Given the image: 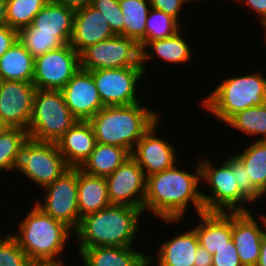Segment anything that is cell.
<instances>
[{
    "instance_id": "obj_1",
    "label": "cell",
    "mask_w": 266,
    "mask_h": 266,
    "mask_svg": "<svg viewBox=\"0 0 266 266\" xmlns=\"http://www.w3.org/2000/svg\"><path fill=\"white\" fill-rule=\"evenodd\" d=\"M198 161V163H197ZM192 171L180 168L177 162L173 167L146 177V193L143 214L164 222L165 226L182 224L188 209L194 214L205 212L201 196V168L199 159ZM195 170V171H194ZM194 171V172H193ZM145 212V213H144ZM196 212V213H195ZM184 219V220H183Z\"/></svg>"
},
{
    "instance_id": "obj_2",
    "label": "cell",
    "mask_w": 266,
    "mask_h": 266,
    "mask_svg": "<svg viewBox=\"0 0 266 266\" xmlns=\"http://www.w3.org/2000/svg\"><path fill=\"white\" fill-rule=\"evenodd\" d=\"M141 209L110 205L81 218L74 232L76 248L134 247L144 216ZM142 221V222H140ZM141 223V224H140ZM141 225V226H139Z\"/></svg>"
},
{
    "instance_id": "obj_3",
    "label": "cell",
    "mask_w": 266,
    "mask_h": 266,
    "mask_svg": "<svg viewBox=\"0 0 266 266\" xmlns=\"http://www.w3.org/2000/svg\"><path fill=\"white\" fill-rule=\"evenodd\" d=\"M27 210L25 217L18 223L17 230L9 234L17 241L20 248L26 253L30 261L60 262L65 247L70 244L69 238L74 232L63 222L45 214L34 203ZM63 255V256H62Z\"/></svg>"
},
{
    "instance_id": "obj_4",
    "label": "cell",
    "mask_w": 266,
    "mask_h": 266,
    "mask_svg": "<svg viewBox=\"0 0 266 266\" xmlns=\"http://www.w3.org/2000/svg\"><path fill=\"white\" fill-rule=\"evenodd\" d=\"M163 118L143 102L127 106H105L90 120L97 143L133 151L136 143L156 120Z\"/></svg>"
},
{
    "instance_id": "obj_5",
    "label": "cell",
    "mask_w": 266,
    "mask_h": 266,
    "mask_svg": "<svg viewBox=\"0 0 266 266\" xmlns=\"http://www.w3.org/2000/svg\"><path fill=\"white\" fill-rule=\"evenodd\" d=\"M228 76L198 102L223 126L239 111L266 103V75L261 70Z\"/></svg>"
},
{
    "instance_id": "obj_6",
    "label": "cell",
    "mask_w": 266,
    "mask_h": 266,
    "mask_svg": "<svg viewBox=\"0 0 266 266\" xmlns=\"http://www.w3.org/2000/svg\"><path fill=\"white\" fill-rule=\"evenodd\" d=\"M198 159L201 168V187L205 186V191L201 189L205 212L252 211L249 207L251 203L239 192L236 172H233L224 160L221 164H215L211 157L201 156ZM206 185L209 187L207 193Z\"/></svg>"
},
{
    "instance_id": "obj_7",
    "label": "cell",
    "mask_w": 266,
    "mask_h": 266,
    "mask_svg": "<svg viewBox=\"0 0 266 266\" xmlns=\"http://www.w3.org/2000/svg\"><path fill=\"white\" fill-rule=\"evenodd\" d=\"M69 168L56 143L28 138L16 154L12 173H21L25 180L28 179L41 190Z\"/></svg>"
},
{
    "instance_id": "obj_8",
    "label": "cell",
    "mask_w": 266,
    "mask_h": 266,
    "mask_svg": "<svg viewBox=\"0 0 266 266\" xmlns=\"http://www.w3.org/2000/svg\"><path fill=\"white\" fill-rule=\"evenodd\" d=\"M76 121L61 90H36L27 129L29 138L56 143Z\"/></svg>"
},
{
    "instance_id": "obj_9",
    "label": "cell",
    "mask_w": 266,
    "mask_h": 266,
    "mask_svg": "<svg viewBox=\"0 0 266 266\" xmlns=\"http://www.w3.org/2000/svg\"><path fill=\"white\" fill-rule=\"evenodd\" d=\"M43 190V192H42ZM43 198L33 203L45 214L75 232L81 222L78 210V168L70 167L53 183L41 189Z\"/></svg>"
},
{
    "instance_id": "obj_10",
    "label": "cell",
    "mask_w": 266,
    "mask_h": 266,
    "mask_svg": "<svg viewBox=\"0 0 266 266\" xmlns=\"http://www.w3.org/2000/svg\"><path fill=\"white\" fill-rule=\"evenodd\" d=\"M90 72L104 106H127L143 101L139 86L144 77L148 76L142 66L98 69Z\"/></svg>"
},
{
    "instance_id": "obj_11",
    "label": "cell",
    "mask_w": 266,
    "mask_h": 266,
    "mask_svg": "<svg viewBox=\"0 0 266 266\" xmlns=\"http://www.w3.org/2000/svg\"><path fill=\"white\" fill-rule=\"evenodd\" d=\"M141 65L139 44L121 35L88 46L80 53V68L88 71Z\"/></svg>"
},
{
    "instance_id": "obj_12",
    "label": "cell",
    "mask_w": 266,
    "mask_h": 266,
    "mask_svg": "<svg viewBox=\"0 0 266 266\" xmlns=\"http://www.w3.org/2000/svg\"><path fill=\"white\" fill-rule=\"evenodd\" d=\"M79 68L80 54L66 44L34 58L32 83L37 89L62 90Z\"/></svg>"
},
{
    "instance_id": "obj_13",
    "label": "cell",
    "mask_w": 266,
    "mask_h": 266,
    "mask_svg": "<svg viewBox=\"0 0 266 266\" xmlns=\"http://www.w3.org/2000/svg\"><path fill=\"white\" fill-rule=\"evenodd\" d=\"M159 124H162L160 118L144 133L131 152V157L143 169L145 177L169 169L181 160L178 157L179 149L160 137V133L157 134Z\"/></svg>"
},
{
    "instance_id": "obj_14",
    "label": "cell",
    "mask_w": 266,
    "mask_h": 266,
    "mask_svg": "<svg viewBox=\"0 0 266 266\" xmlns=\"http://www.w3.org/2000/svg\"><path fill=\"white\" fill-rule=\"evenodd\" d=\"M106 184L112 205H125L143 211L146 177L143 169L132 157L106 177Z\"/></svg>"
},
{
    "instance_id": "obj_15",
    "label": "cell",
    "mask_w": 266,
    "mask_h": 266,
    "mask_svg": "<svg viewBox=\"0 0 266 266\" xmlns=\"http://www.w3.org/2000/svg\"><path fill=\"white\" fill-rule=\"evenodd\" d=\"M36 90L32 82L3 81L0 89V119L7 127L28 129Z\"/></svg>"
},
{
    "instance_id": "obj_16",
    "label": "cell",
    "mask_w": 266,
    "mask_h": 266,
    "mask_svg": "<svg viewBox=\"0 0 266 266\" xmlns=\"http://www.w3.org/2000/svg\"><path fill=\"white\" fill-rule=\"evenodd\" d=\"M61 91L66 105L77 120L89 121L105 107L88 70L79 68Z\"/></svg>"
},
{
    "instance_id": "obj_17",
    "label": "cell",
    "mask_w": 266,
    "mask_h": 266,
    "mask_svg": "<svg viewBox=\"0 0 266 266\" xmlns=\"http://www.w3.org/2000/svg\"><path fill=\"white\" fill-rule=\"evenodd\" d=\"M253 212H232V240L243 266H256L265 233L261 215Z\"/></svg>"
},
{
    "instance_id": "obj_18",
    "label": "cell",
    "mask_w": 266,
    "mask_h": 266,
    "mask_svg": "<svg viewBox=\"0 0 266 266\" xmlns=\"http://www.w3.org/2000/svg\"><path fill=\"white\" fill-rule=\"evenodd\" d=\"M175 232L174 236L160 242L161 245L155 248L156 253L153 252L154 256L148 252V266H195L199 246L197 233L193 228Z\"/></svg>"
},
{
    "instance_id": "obj_19",
    "label": "cell",
    "mask_w": 266,
    "mask_h": 266,
    "mask_svg": "<svg viewBox=\"0 0 266 266\" xmlns=\"http://www.w3.org/2000/svg\"><path fill=\"white\" fill-rule=\"evenodd\" d=\"M104 15L92 5L75 10L70 45L80 54L88 46L114 37Z\"/></svg>"
},
{
    "instance_id": "obj_20",
    "label": "cell",
    "mask_w": 266,
    "mask_h": 266,
    "mask_svg": "<svg viewBox=\"0 0 266 266\" xmlns=\"http://www.w3.org/2000/svg\"><path fill=\"white\" fill-rule=\"evenodd\" d=\"M186 32L187 30L185 31L182 26V28L171 37L150 41L141 50V65L146 76L149 73L147 70L150 69L147 64L150 62L153 65L152 62H155V58H158V60L155 59L156 62L160 60L159 62H166V65L172 64L174 67L176 64L177 67L183 64L188 65L187 63L193 60L192 57L194 56V52L189 43L190 41L185 39Z\"/></svg>"
},
{
    "instance_id": "obj_21",
    "label": "cell",
    "mask_w": 266,
    "mask_h": 266,
    "mask_svg": "<svg viewBox=\"0 0 266 266\" xmlns=\"http://www.w3.org/2000/svg\"><path fill=\"white\" fill-rule=\"evenodd\" d=\"M96 137L89 121L77 120L56 142L66 164L80 168L96 145Z\"/></svg>"
},
{
    "instance_id": "obj_22",
    "label": "cell",
    "mask_w": 266,
    "mask_h": 266,
    "mask_svg": "<svg viewBox=\"0 0 266 266\" xmlns=\"http://www.w3.org/2000/svg\"><path fill=\"white\" fill-rule=\"evenodd\" d=\"M196 216L194 219L200 220L192 228L197 233L200 246L213 255L218 249L229 245L232 239V212H204Z\"/></svg>"
},
{
    "instance_id": "obj_23",
    "label": "cell",
    "mask_w": 266,
    "mask_h": 266,
    "mask_svg": "<svg viewBox=\"0 0 266 266\" xmlns=\"http://www.w3.org/2000/svg\"><path fill=\"white\" fill-rule=\"evenodd\" d=\"M136 247L76 248L83 266H148V253Z\"/></svg>"
},
{
    "instance_id": "obj_24",
    "label": "cell",
    "mask_w": 266,
    "mask_h": 266,
    "mask_svg": "<svg viewBox=\"0 0 266 266\" xmlns=\"http://www.w3.org/2000/svg\"><path fill=\"white\" fill-rule=\"evenodd\" d=\"M74 14V9L56 0H49L36 14L31 25L35 28V34L57 35L65 44H69Z\"/></svg>"
},
{
    "instance_id": "obj_25",
    "label": "cell",
    "mask_w": 266,
    "mask_h": 266,
    "mask_svg": "<svg viewBox=\"0 0 266 266\" xmlns=\"http://www.w3.org/2000/svg\"><path fill=\"white\" fill-rule=\"evenodd\" d=\"M77 193L80 218L112 205L108 197L106 178L87 174L80 168Z\"/></svg>"
},
{
    "instance_id": "obj_26",
    "label": "cell",
    "mask_w": 266,
    "mask_h": 266,
    "mask_svg": "<svg viewBox=\"0 0 266 266\" xmlns=\"http://www.w3.org/2000/svg\"><path fill=\"white\" fill-rule=\"evenodd\" d=\"M129 157L131 153L123 147L96 143L94 150L80 169L87 174L106 178Z\"/></svg>"
},
{
    "instance_id": "obj_27",
    "label": "cell",
    "mask_w": 266,
    "mask_h": 266,
    "mask_svg": "<svg viewBox=\"0 0 266 266\" xmlns=\"http://www.w3.org/2000/svg\"><path fill=\"white\" fill-rule=\"evenodd\" d=\"M0 75L3 81H33L34 57L19 40L0 57Z\"/></svg>"
},
{
    "instance_id": "obj_28",
    "label": "cell",
    "mask_w": 266,
    "mask_h": 266,
    "mask_svg": "<svg viewBox=\"0 0 266 266\" xmlns=\"http://www.w3.org/2000/svg\"><path fill=\"white\" fill-rule=\"evenodd\" d=\"M249 144V145H248ZM242 152L234 155L244 164L248 178L253 185L266 197V140L250 141Z\"/></svg>"
},
{
    "instance_id": "obj_29",
    "label": "cell",
    "mask_w": 266,
    "mask_h": 266,
    "mask_svg": "<svg viewBox=\"0 0 266 266\" xmlns=\"http://www.w3.org/2000/svg\"><path fill=\"white\" fill-rule=\"evenodd\" d=\"M124 17V37L135 40L142 50L145 47V30L149 0H118Z\"/></svg>"
},
{
    "instance_id": "obj_30",
    "label": "cell",
    "mask_w": 266,
    "mask_h": 266,
    "mask_svg": "<svg viewBox=\"0 0 266 266\" xmlns=\"http://www.w3.org/2000/svg\"><path fill=\"white\" fill-rule=\"evenodd\" d=\"M225 125L253 141L266 140V103L239 111L224 124V127Z\"/></svg>"
},
{
    "instance_id": "obj_31",
    "label": "cell",
    "mask_w": 266,
    "mask_h": 266,
    "mask_svg": "<svg viewBox=\"0 0 266 266\" xmlns=\"http://www.w3.org/2000/svg\"><path fill=\"white\" fill-rule=\"evenodd\" d=\"M28 138V131L19 127H6L0 133V173L2 175L12 172L16 154Z\"/></svg>"
},
{
    "instance_id": "obj_32",
    "label": "cell",
    "mask_w": 266,
    "mask_h": 266,
    "mask_svg": "<svg viewBox=\"0 0 266 266\" xmlns=\"http://www.w3.org/2000/svg\"><path fill=\"white\" fill-rule=\"evenodd\" d=\"M49 0H7V25L20 29L30 26L36 14Z\"/></svg>"
},
{
    "instance_id": "obj_33",
    "label": "cell",
    "mask_w": 266,
    "mask_h": 266,
    "mask_svg": "<svg viewBox=\"0 0 266 266\" xmlns=\"http://www.w3.org/2000/svg\"><path fill=\"white\" fill-rule=\"evenodd\" d=\"M181 26L171 15L150 8L146 21L145 46L150 41L171 37L182 28Z\"/></svg>"
},
{
    "instance_id": "obj_34",
    "label": "cell",
    "mask_w": 266,
    "mask_h": 266,
    "mask_svg": "<svg viewBox=\"0 0 266 266\" xmlns=\"http://www.w3.org/2000/svg\"><path fill=\"white\" fill-rule=\"evenodd\" d=\"M18 40L34 58L66 45L57 35L35 34L32 25L18 31Z\"/></svg>"
},
{
    "instance_id": "obj_35",
    "label": "cell",
    "mask_w": 266,
    "mask_h": 266,
    "mask_svg": "<svg viewBox=\"0 0 266 266\" xmlns=\"http://www.w3.org/2000/svg\"><path fill=\"white\" fill-rule=\"evenodd\" d=\"M226 158V159H225ZM223 160L236 172V181L239 192L251 203L256 205L264 199L263 194L253 185L244 164L233 154L227 155Z\"/></svg>"
},
{
    "instance_id": "obj_36",
    "label": "cell",
    "mask_w": 266,
    "mask_h": 266,
    "mask_svg": "<svg viewBox=\"0 0 266 266\" xmlns=\"http://www.w3.org/2000/svg\"><path fill=\"white\" fill-rule=\"evenodd\" d=\"M30 259L8 233H0V266H27Z\"/></svg>"
},
{
    "instance_id": "obj_37",
    "label": "cell",
    "mask_w": 266,
    "mask_h": 266,
    "mask_svg": "<svg viewBox=\"0 0 266 266\" xmlns=\"http://www.w3.org/2000/svg\"><path fill=\"white\" fill-rule=\"evenodd\" d=\"M92 6L104 15L115 35L124 36V17L118 0H93Z\"/></svg>"
},
{
    "instance_id": "obj_38",
    "label": "cell",
    "mask_w": 266,
    "mask_h": 266,
    "mask_svg": "<svg viewBox=\"0 0 266 266\" xmlns=\"http://www.w3.org/2000/svg\"><path fill=\"white\" fill-rule=\"evenodd\" d=\"M195 0H149L151 8L162 11L165 14L171 15L175 18L182 26V18L184 15L183 11L186 9V5L191 6ZM191 3V4H190ZM181 15V16H180Z\"/></svg>"
},
{
    "instance_id": "obj_39",
    "label": "cell",
    "mask_w": 266,
    "mask_h": 266,
    "mask_svg": "<svg viewBox=\"0 0 266 266\" xmlns=\"http://www.w3.org/2000/svg\"><path fill=\"white\" fill-rule=\"evenodd\" d=\"M212 266H243L232 239L212 255Z\"/></svg>"
},
{
    "instance_id": "obj_40",
    "label": "cell",
    "mask_w": 266,
    "mask_h": 266,
    "mask_svg": "<svg viewBox=\"0 0 266 266\" xmlns=\"http://www.w3.org/2000/svg\"><path fill=\"white\" fill-rule=\"evenodd\" d=\"M241 5L243 4L248 12L252 11V14L258 19V24L262 27L266 24V0H233ZM255 12V13H254Z\"/></svg>"
},
{
    "instance_id": "obj_41",
    "label": "cell",
    "mask_w": 266,
    "mask_h": 266,
    "mask_svg": "<svg viewBox=\"0 0 266 266\" xmlns=\"http://www.w3.org/2000/svg\"><path fill=\"white\" fill-rule=\"evenodd\" d=\"M18 40V31L8 25L0 27V57Z\"/></svg>"
},
{
    "instance_id": "obj_42",
    "label": "cell",
    "mask_w": 266,
    "mask_h": 266,
    "mask_svg": "<svg viewBox=\"0 0 266 266\" xmlns=\"http://www.w3.org/2000/svg\"><path fill=\"white\" fill-rule=\"evenodd\" d=\"M194 264L195 266H212V254L199 245L197 248V258Z\"/></svg>"
},
{
    "instance_id": "obj_43",
    "label": "cell",
    "mask_w": 266,
    "mask_h": 266,
    "mask_svg": "<svg viewBox=\"0 0 266 266\" xmlns=\"http://www.w3.org/2000/svg\"><path fill=\"white\" fill-rule=\"evenodd\" d=\"M56 1L74 10L92 5L93 2V0H56Z\"/></svg>"
},
{
    "instance_id": "obj_44",
    "label": "cell",
    "mask_w": 266,
    "mask_h": 266,
    "mask_svg": "<svg viewBox=\"0 0 266 266\" xmlns=\"http://www.w3.org/2000/svg\"><path fill=\"white\" fill-rule=\"evenodd\" d=\"M256 266H266V233H264L261 241V251Z\"/></svg>"
},
{
    "instance_id": "obj_45",
    "label": "cell",
    "mask_w": 266,
    "mask_h": 266,
    "mask_svg": "<svg viewBox=\"0 0 266 266\" xmlns=\"http://www.w3.org/2000/svg\"><path fill=\"white\" fill-rule=\"evenodd\" d=\"M7 0H0V27L7 25Z\"/></svg>"
},
{
    "instance_id": "obj_46",
    "label": "cell",
    "mask_w": 266,
    "mask_h": 266,
    "mask_svg": "<svg viewBox=\"0 0 266 266\" xmlns=\"http://www.w3.org/2000/svg\"><path fill=\"white\" fill-rule=\"evenodd\" d=\"M27 266H67L66 263L60 262H42V261H30Z\"/></svg>"
},
{
    "instance_id": "obj_47",
    "label": "cell",
    "mask_w": 266,
    "mask_h": 266,
    "mask_svg": "<svg viewBox=\"0 0 266 266\" xmlns=\"http://www.w3.org/2000/svg\"><path fill=\"white\" fill-rule=\"evenodd\" d=\"M263 219V222H264V226H265V233H266V213H259Z\"/></svg>"
},
{
    "instance_id": "obj_48",
    "label": "cell",
    "mask_w": 266,
    "mask_h": 266,
    "mask_svg": "<svg viewBox=\"0 0 266 266\" xmlns=\"http://www.w3.org/2000/svg\"><path fill=\"white\" fill-rule=\"evenodd\" d=\"M7 126L2 122L0 119V133L6 128Z\"/></svg>"
},
{
    "instance_id": "obj_49",
    "label": "cell",
    "mask_w": 266,
    "mask_h": 266,
    "mask_svg": "<svg viewBox=\"0 0 266 266\" xmlns=\"http://www.w3.org/2000/svg\"><path fill=\"white\" fill-rule=\"evenodd\" d=\"M261 28H263L262 32H264V34H265L266 33V24L263 27H261ZM264 37H265V41L264 42L266 43V34H265Z\"/></svg>"
},
{
    "instance_id": "obj_50",
    "label": "cell",
    "mask_w": 266,
    "mask_h": 266,
    "mask_svg": "<svg viewBox=\"0 0 266 266\" xmlns=\"http://www.w3.org/2000/svg\"><path fill=\"white\" fill-rule=\"evenodd\" d=\"M2 83H3V78H2V76L0 75V89H1Z\"/></svg>"
}]
</instances>
